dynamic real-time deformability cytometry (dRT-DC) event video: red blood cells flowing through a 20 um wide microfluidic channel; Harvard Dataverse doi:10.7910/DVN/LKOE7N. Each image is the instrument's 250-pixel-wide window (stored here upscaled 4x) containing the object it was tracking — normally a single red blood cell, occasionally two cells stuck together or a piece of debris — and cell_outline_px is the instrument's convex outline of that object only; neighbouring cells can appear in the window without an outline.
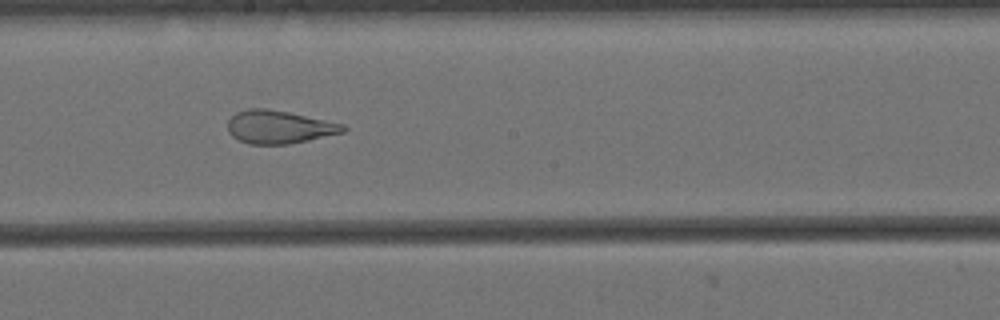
{"species": "Egyptian fruit bat (a non-hibernating species)", "species_latin": "Rousettus aegyptiacus", "temperature_condition": "cold", "stored_images_in_passage": 26, "camera_frame_rate_fps": 3000, "um_per_image_px": 0.085, "animal": {"sex": "female"}, "frame": {"image": 1, "passage_image": 23, "time_ms": 7.333, "image_size_px": [1000, 320], "cell_outline_px": [[348, 128], [344, 132], [308, 140], [288, 144], [248, 144], [232, 136], [228, 132], [228, 120], [236, 112], [248, 108], [268, 108], [288, 112], [344, 124]], "centroid_in_image_um": [23.71, 10.79], "position_along_channel_um": 224.5, "area_um2": 22.2}}